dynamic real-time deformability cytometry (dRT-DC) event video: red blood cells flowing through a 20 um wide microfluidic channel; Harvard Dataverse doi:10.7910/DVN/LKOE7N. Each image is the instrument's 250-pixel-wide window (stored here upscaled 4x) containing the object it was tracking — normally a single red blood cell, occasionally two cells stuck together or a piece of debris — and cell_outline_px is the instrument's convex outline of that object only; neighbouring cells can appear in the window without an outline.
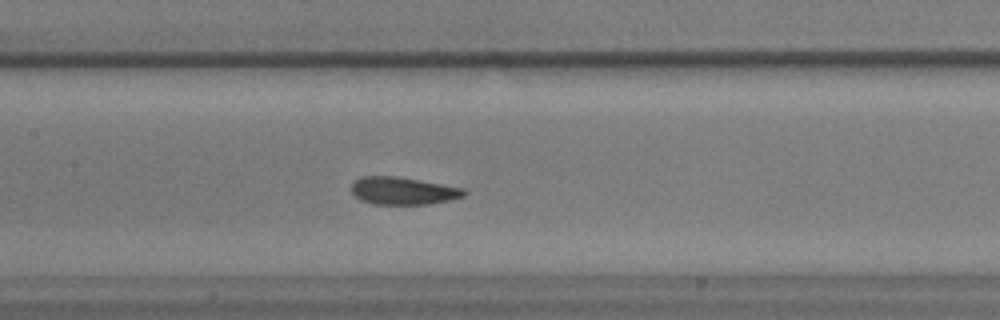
{"species": "common noctule bat (a hibernating species)", "species_latin": "Nyctalus noctula", "temperature_condition": "warm", "stored_images_in_passage": 42, "camera_frame_rate_fps": 3000, "um_per_image_px": 0.085, "animal": {"sex": "male", "body_mass_g": 17.9}, "frame": {"image": 1, "passage_image": 11, "time_ms": 3.333, "image_size_px": [1000, 320], "cell_outline_px": [[468, 192], [464, 196], [448, 200], [428, 204], [372, 204], [360, 200], [352, 192], [352, 184], [356, 180], [364, 176], [396, 176], [420, 180], [464, 188]], "centroid_in_image_um": [34.27, 16.22], "position_along_channel_um": 173.1, "area_um2": 17.98}}
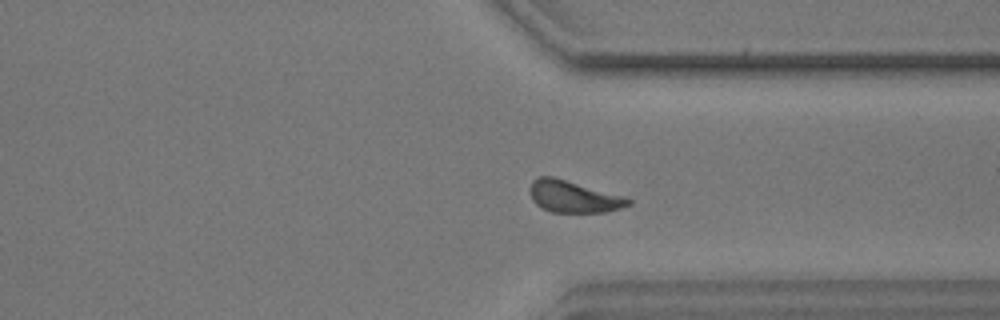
{"frame": {"image": 2, "passage_image": 27, "time_ms": 8.667, "image_size_px": [1000, 320], "cell_outline_px": [[632, 204], [608, 212], [552, 212], [540, 208], [532, 200], [532, 180], [540, 176], [552, 176], [620, 196], [632, 200]], "centroid_in_image_um": [48.73, 16.73], "position_along_channel_um": 362.7, "area_um2": 17.74}}
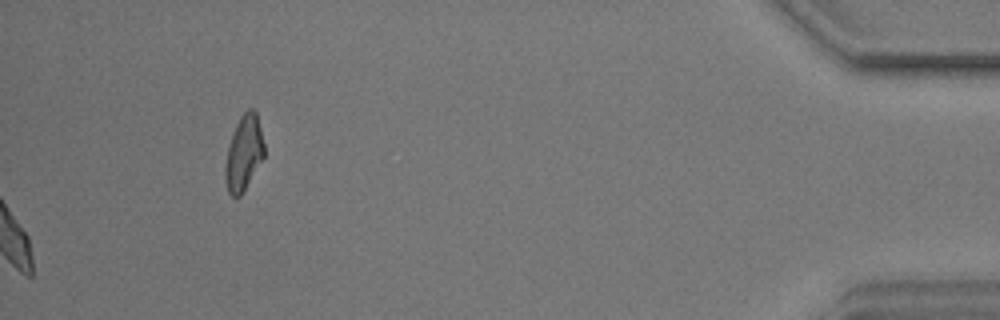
{"frame": {"image": 3, "passage_image": 42, "time_ms": 13.667, "image_size_px": [1000, 320], "cell_outline_px": [[264, 156], [240, 196], [232, 196], [228, 192], [224, 180], [224, 168], [228, 148], [232, 132], [240, 116], [248, 108], [252, 108], [256, 112], [264, 144]], "centroid_in_image_um": [20.7, 12.99], "position_along_channel_um": 414.5, "area_um2": 16.88}, "authors_computed_cell_mechanics": {"area_um2": 18.0914, "velocity_mm_per_s": 3.5566, "shape_relaxation_time_tau1_ms": 6.8309, "shape_relaxation_time_tau2_ms": 1.2529, "deformation_change_tau1": 0.1603, "deformation_change_tau2": 0.0626}}